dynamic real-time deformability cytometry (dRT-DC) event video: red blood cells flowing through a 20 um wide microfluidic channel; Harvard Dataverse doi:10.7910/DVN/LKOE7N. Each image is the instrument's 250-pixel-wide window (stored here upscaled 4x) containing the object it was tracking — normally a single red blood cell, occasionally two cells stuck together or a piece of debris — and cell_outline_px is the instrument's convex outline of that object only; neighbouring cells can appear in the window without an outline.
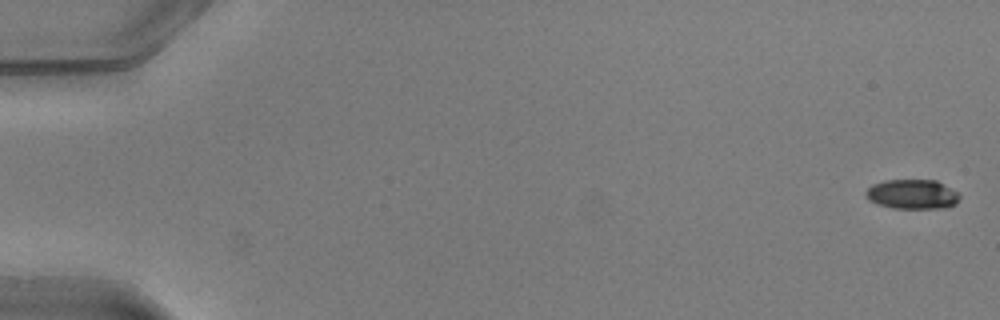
{"species": "common noctule bat (a hibernating species)", "species_latin": "Nyctalus noctula", "temperature_condition": "warm", "stored_images_in_passage": 37, "camera_frame_rate_fps": 3000, "um_per_image_px": 0.085, "animal": {"sex": "male", "body_mass_g": 20.5, "forearm_length_mm": 52.5}, "frame": {"image": 1, "passage_image": 1, "time_ms": 0.0, "image_size_px": [1000, 320], "cell_outline_px": [[960, 196], [956, 204], [948, 208], [892, 208], [868, 200], [864, 196], [864, 192], [872, 184], [884, 180], [936, 180], [956, 192]], "centroid_in_image_um": [77.51, 16.51], "position_along_channel_um": 7.5, "area_um2": 16.18}}
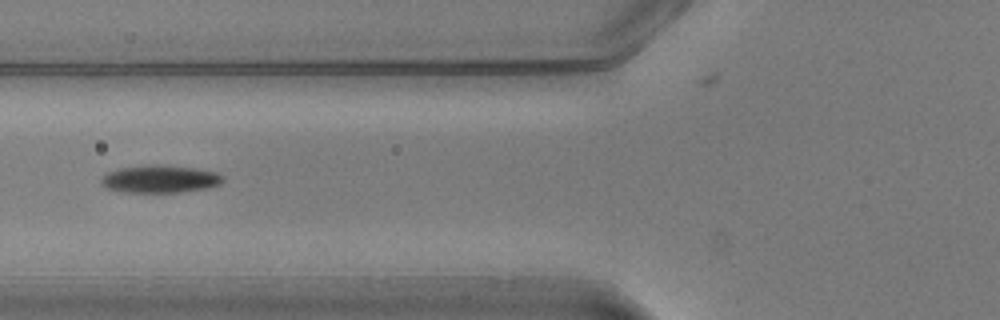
{"frame": {"image": 2, "passage_image": 21, "time_ms": 6.667, "image_size_px": [1000, 320], "cell_outline_px": [[224, 180], [220, 184], [208, 188], [176, 192], [124, 192], [108, 188], [100, 184], [100, 180], [108, 172], [120, 168], [148, 164], [196, 168], [216, 172], [224, 176]], "centroid_in_image_um": [13.61, 15.21], "position_along_channel_um": 112.2, "area_um2": 19.48}}
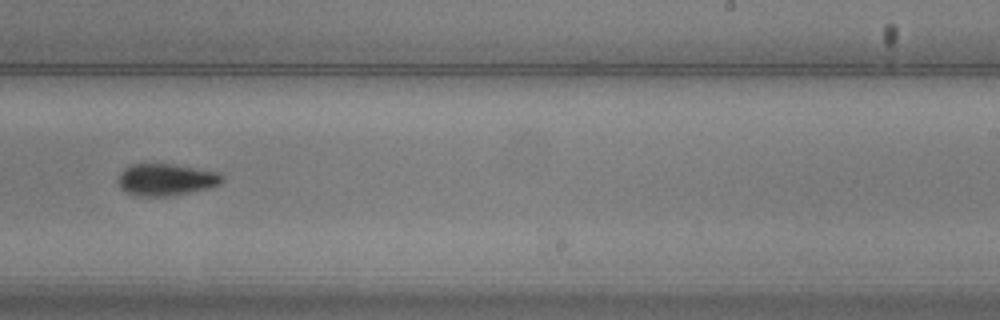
{"frame": {"image": 3, "passage_image": 33, "time_ms": 10.667, "image_size_px": [1000, 320], "cell_outline_px": [[224, 180], [220, 184], [212, 188], [172, 196], [136, 196], [124, 192], [120, 188], [116, 180], [120, 172], [124, 168], [132, 164], [172, 164], [220, 172], [224, 176]], "centroid_in_image_um": [14.12, 15.28], "position_along_channel_um": 274.9, "area_um2": 19.83}}